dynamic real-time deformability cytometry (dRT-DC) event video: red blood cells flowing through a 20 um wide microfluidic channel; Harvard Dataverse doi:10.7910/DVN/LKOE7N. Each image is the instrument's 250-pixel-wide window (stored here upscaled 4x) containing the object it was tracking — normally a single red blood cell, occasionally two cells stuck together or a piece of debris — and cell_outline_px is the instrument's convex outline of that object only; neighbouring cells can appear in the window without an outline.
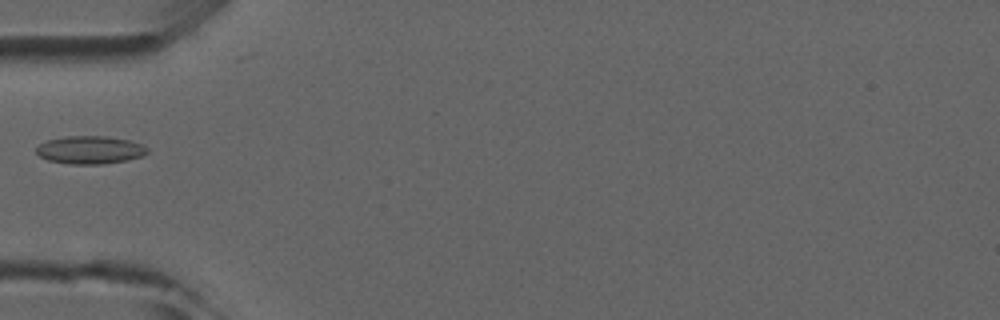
{"species": "common noctule bat (a hibernating species)", "species_latin": "Nyctalus noctula", "temperature_condition": "room temperature", "stored_images_in_passage": 3, "camera_frame_rate_fps": 3000, "um_per_image_px": 0.085, "animal": {"sex": "male", "forearm_length_mm": 52.5}, "frame": {"image": 1, "passage_image": 2, "time_ms": 1.333, "image_size_px": [1000, 320], "cell_outline_px": [[148, 152], [144, 156], [128, 160], [100, 164], [68, 164], [48, 160], [40, 156], [36, 152], [36, 148], [40, 144], [48, 140], [68, 136], [108, 136], [128, 140], [144, 144], [148, 148]], "centroid_in_image_um": [7.7, 12.74], "position_along_channel_um": 77.3, "area_um2": 18.15}}
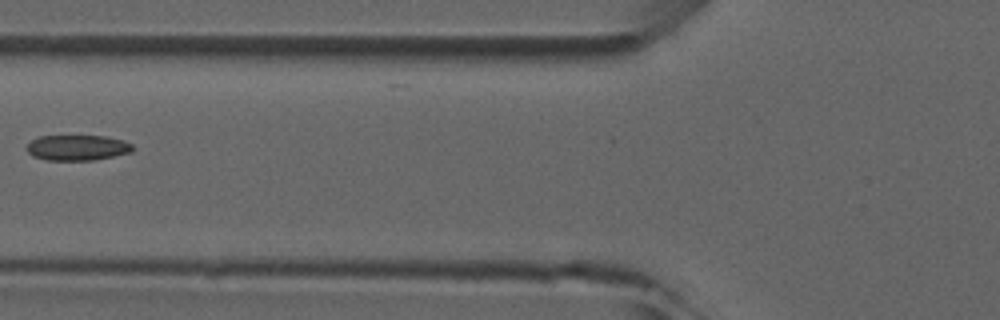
{"frame": {"image": 2, "passage_image": 3, "time_ms": 2.333, "image_size_px": [1000, 320], "cell_outline_px": [[136, 148], [132, 152], [92, 160], [48, 160], [32, 156], [24, 148], [32, 140], [40, 136], [104, 136], [124, 140], [132, 144]], "centroid_in_image_um": [6.59, 12.55], "position_along_channel_um": 119.2, "area_um2": 15.78}}